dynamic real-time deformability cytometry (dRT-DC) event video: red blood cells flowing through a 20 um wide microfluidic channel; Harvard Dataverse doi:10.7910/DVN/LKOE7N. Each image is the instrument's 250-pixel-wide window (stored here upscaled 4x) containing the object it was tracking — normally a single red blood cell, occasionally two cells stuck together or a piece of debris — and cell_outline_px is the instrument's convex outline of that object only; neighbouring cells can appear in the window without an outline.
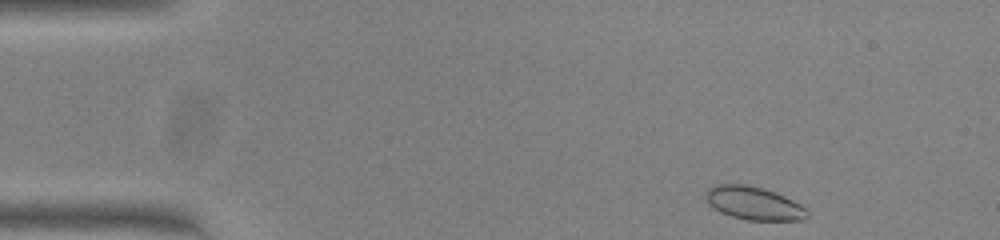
{"species": "common noctule bat (a hibernating species)", "species_latin": "Nyctalus noctula", "temperature_condition": "warm", "stored_images_in_passage": 47, "camera_frame_rate_fps": 3000, "um_per_image_px": 0.085, "animal": {"sex": "female", "body_mass_g": 23.0, "forearm_length_mm": 53.4}, "frame": {"image": 1, "passage_image": 1, "time_ms": 0.0, "image_size_px": [1000, 240], "cell_outline_px": [[808, 216], [804, 220], [748, 220], [732, 216], [720, 212], [708, 204], [708, 188], [716, 184], [744, 184], [760, 188], [784, 196], [800, 204], [808, 212]], "centroid_in_image_um": [64.08, 17.29], "position_along_channel_um": 20.9, "area_um2": 19.19}}
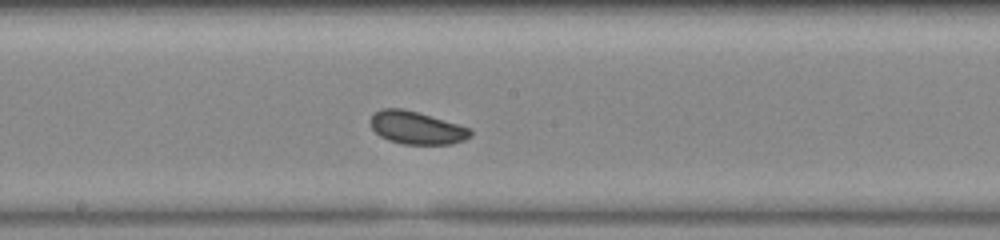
{"frame": {"image": 2, "passage_image": 22, "time_ms": 7.0, "image_size_px": [1000, 240], "cell_outline_px": [[472, 136], [464, 140], [452, 144], [404, 144], [388, 140], [380, 136], [372, 128], [372, 116], [380, 108], [404, 108], [472, 128]], "centroid_in_image_um": [35.45, 10.86], "position_along_channel_um": 212.7, "area_um2": 19.07}}
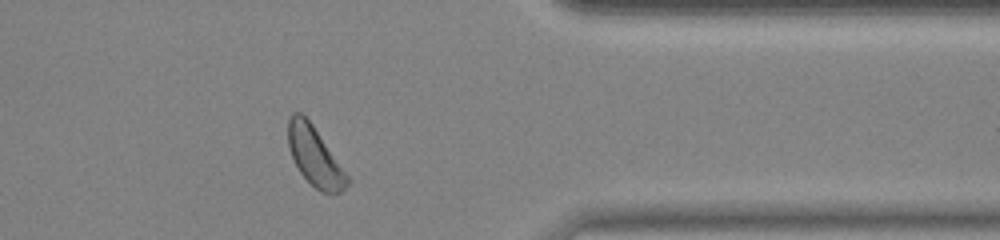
{"frame": {"image": 3, "passage_image": 36, "time_ms": 11.667, "image_size_px": [1000, 240], "cell_outline_px": [[348, 184], [340, 192], [320, 192], [300, 172], [288, 148], [288, 120], [292, 112], [300, 112], [312, 124], [348, 176]], "centroid_in_image_um": [26.72, 13.26], "position_along_channel_um": 384.7, "area_um2": 19.71}}